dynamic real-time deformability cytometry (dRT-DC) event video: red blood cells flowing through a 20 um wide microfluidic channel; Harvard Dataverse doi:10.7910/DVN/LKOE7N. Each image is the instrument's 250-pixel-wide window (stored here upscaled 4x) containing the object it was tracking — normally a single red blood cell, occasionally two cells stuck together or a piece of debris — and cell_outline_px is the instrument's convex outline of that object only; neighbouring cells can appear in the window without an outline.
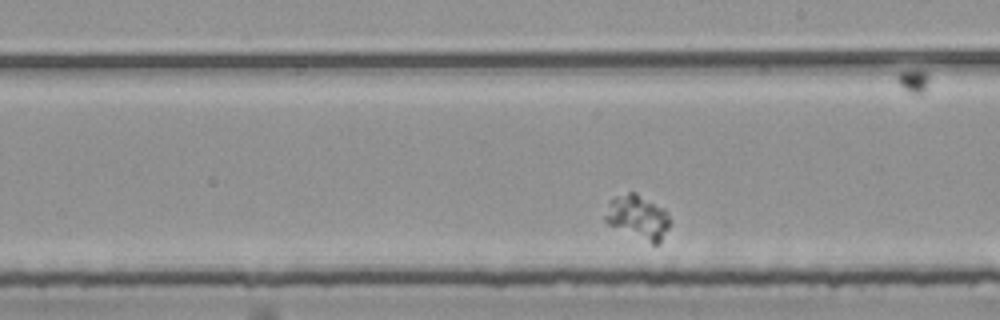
{"species": "common noctule bat (a hibernating species)", "species_latin": "Nyctalus noctula", "temperature_condition": "room temperature", "stored_images_in_passage": 8, "segment_of_instrument_passage": [2, 2], "camera_frame_rate_fps": 3000, "um_per_image_px": 0.085, "animal": {"sex": "female", "body_mass_g": 25.1}, "frame": {"image": 1, "passage_image": 8, "time_ms": 2.333, "image_size_px": [1000, 320], "cell_outline_px": [[668, 228], [660, 244], [652, 244], [608, 224], [604, 220], [604, 216], [608, 204], [616, 196], [628, 192], [636, 192], [664, 208], [668, 216]], "centroid_in_image_um": [54.22, 18.45], "position_along_channel_um": 234.8, "area_um2": 16.42}}